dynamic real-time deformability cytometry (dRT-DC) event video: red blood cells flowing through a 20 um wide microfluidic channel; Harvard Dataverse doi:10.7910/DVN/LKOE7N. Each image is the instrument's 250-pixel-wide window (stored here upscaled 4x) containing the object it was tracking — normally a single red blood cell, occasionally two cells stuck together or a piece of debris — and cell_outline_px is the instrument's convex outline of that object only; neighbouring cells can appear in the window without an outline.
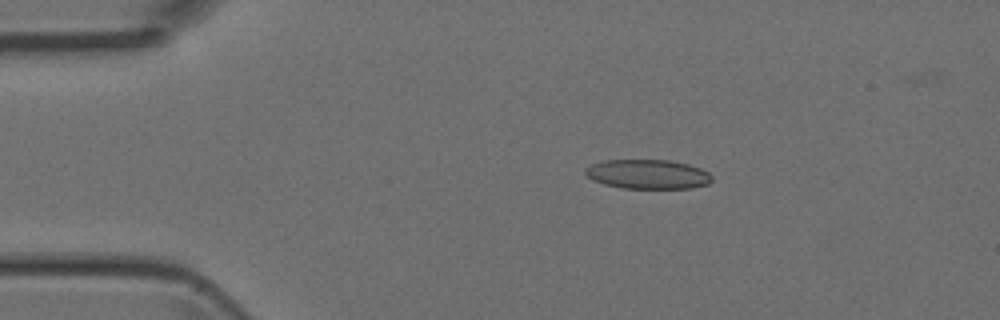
{"species": "Egyptian fruit bat (a non-hibernating species)", "species_latin": "Rousettus aegyptiacus", "temperature_condition": "room temperature", "stored_images_in_passage": 12, "camera_frame_rate_fps": 3000, "um_per_image_px": 0.085, "animal": {"sex": "female"}, "frame": {"image": 1, "passage_image": 9, "time_ms": 2.667, "image_size_px": [1000, 320], "cell_outline_px": [[712, 180], [708, 184], [692, 188], [620, 188], [604, 184], [592, 180], [584, 172], [584, 168], [592, 164], [604, 160], [668, 160], [688, 164], [700, 168], [708, 172], [712, 176]], "centroid_in_image_um": [55.05, 14.81], "position_along_channel_um": 30.0, "area_um2": 21.73}}